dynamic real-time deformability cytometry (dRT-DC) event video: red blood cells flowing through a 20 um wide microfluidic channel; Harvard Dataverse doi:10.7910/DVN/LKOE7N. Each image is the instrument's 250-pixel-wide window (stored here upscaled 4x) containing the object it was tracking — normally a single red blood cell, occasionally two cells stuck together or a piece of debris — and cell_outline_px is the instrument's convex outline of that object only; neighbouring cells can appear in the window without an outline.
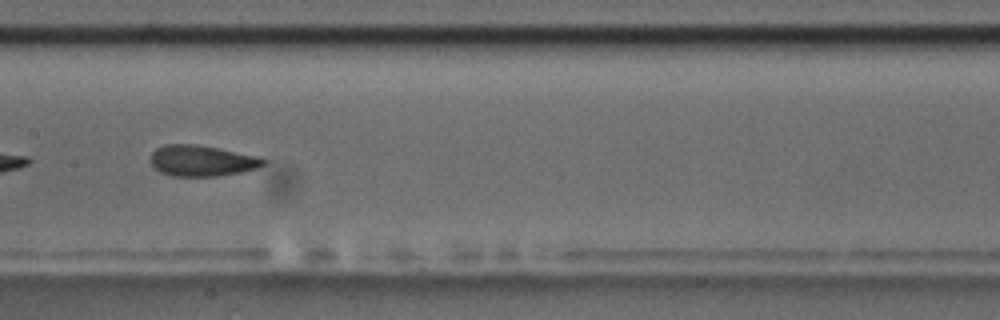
{"species": "common noctule bat (a hibernating species)", "species_latin": "Nyctalus noctula", "temperature_condition": "room temperature", "stored_images_in_passage": 8, "camera_frame_rate_fps": 3000, "um_per_image_px": 0.085, "animal": {"sex": "male", "body_mass_g": 17.5, "forearm_length_mm": 52.3}, "frame": {"image": 1, "passage_image": 8, "time_ms": 8.0, "image_size_px": [1000, 320], "cell_outline_px": [[268, 160], [264, 164], [256, 168], [240, 172], [216, 176], [172, 176], [160, 172], [148, 160], [152, 152], [156, 148], [164, 144], [196, 144], [260, 156]], "centroid_in_image_um": [17.14, 13.65], "position_along_channel_um": 190.3, "area_um2": 20.46}}